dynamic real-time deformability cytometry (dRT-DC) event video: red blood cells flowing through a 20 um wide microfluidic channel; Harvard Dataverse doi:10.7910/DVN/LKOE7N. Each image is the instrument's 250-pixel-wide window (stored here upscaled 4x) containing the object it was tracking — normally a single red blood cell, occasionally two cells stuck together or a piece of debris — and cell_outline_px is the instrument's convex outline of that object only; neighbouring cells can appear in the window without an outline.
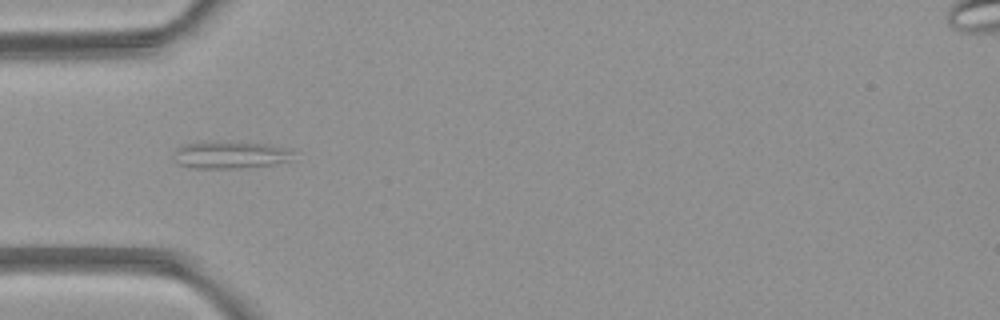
{"species": "common noctule bat (a hibernating species)", "species_latin": "Nyctalus noctula", "temperature_condition": "room temperature", "stored_images_in_passage": 7, "camera_frame_rate_fps": 3000, "um_per_image_px": 0.085, "animal": {"sex": "female", "body_mass_g": 21.9}, "frame": {"image": 1, "passage_image": 6, "time_ms": 6.667, "image_size_px": [1000, 320], "cell_outline_px": [[296, 152], [292, 160], [272, 164], [248, 168], [188, 168], [180, 164], [172, 156], [172, 152], [180, 144], [268, 144], [292, 148]], "centroid_in_image_um": [19.64, 13.21], "position_along_channel_um": 65.4, "area_um2": 18.61}}
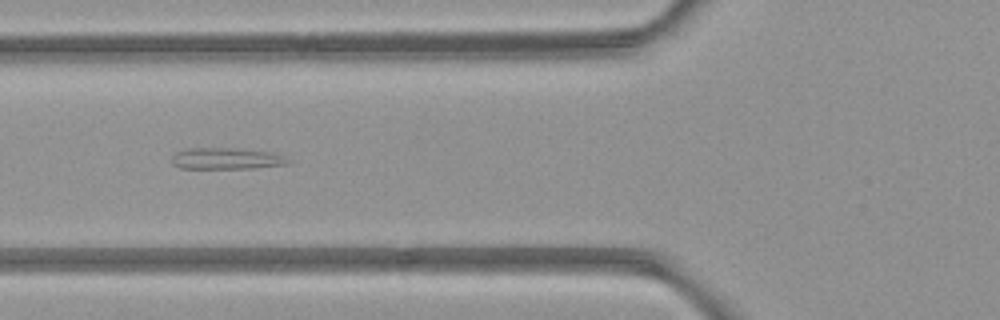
{"frame": {"image": 2, "passage_image": 7, "time_ms": 7.667, "image_size_px": [1000, 320], "cell_outline_px": [[288, 164], [252, 168], [180, 168], [172, 164], [172, 156], [176, 152], [188, 148], [232, 148], [268, 152], [280, 156], [288, 160]], "centroid_in_image_um": [19.15, 13.48], "position_along_channel_um": 106.7, "area_um2": 14.16}}